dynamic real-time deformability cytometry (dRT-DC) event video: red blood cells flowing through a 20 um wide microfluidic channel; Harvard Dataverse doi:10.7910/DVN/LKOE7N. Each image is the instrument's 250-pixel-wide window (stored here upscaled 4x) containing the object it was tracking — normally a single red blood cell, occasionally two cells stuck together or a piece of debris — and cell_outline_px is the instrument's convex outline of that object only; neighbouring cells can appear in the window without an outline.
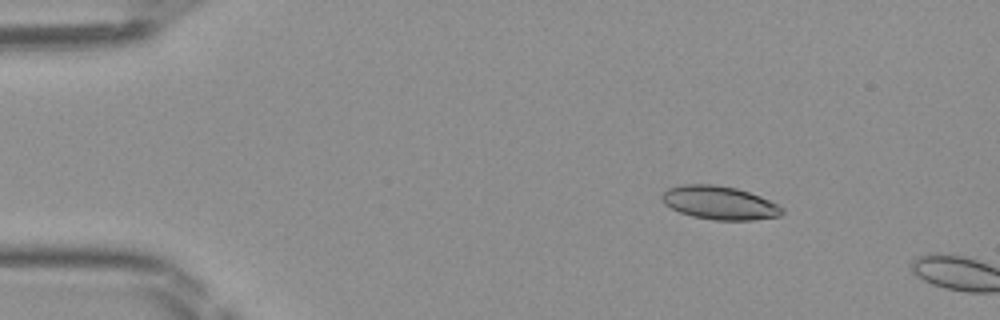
{"species": "Egyptian fruit bat (a non-hibernating species)", "species_latin": "Rousettus aegyptiacus", "temperature_condition": "room temperature", "stored_images_in_passage": 9, "camera_frame_rate_fps": 3000, "um_per_image_px": 0.085, "frame": {"image": 1, "passage_image": 7, "time_ms": 2.0, "image_size_px": [1000, 320], "cell_outline_px": [[784, 212], [780, 216], [752, 220], [712, 220], [692, 216], [680, 212], [664, 204], [660, 200], [660, 196], [668, 188], [680, 184], [712, 184], [736, 188], [760, 196], [784, 208]], "centroid_in_image_um": [61.12, 17.24], "position_along_channel_um": 23.9, "area_um2": 23.47}}